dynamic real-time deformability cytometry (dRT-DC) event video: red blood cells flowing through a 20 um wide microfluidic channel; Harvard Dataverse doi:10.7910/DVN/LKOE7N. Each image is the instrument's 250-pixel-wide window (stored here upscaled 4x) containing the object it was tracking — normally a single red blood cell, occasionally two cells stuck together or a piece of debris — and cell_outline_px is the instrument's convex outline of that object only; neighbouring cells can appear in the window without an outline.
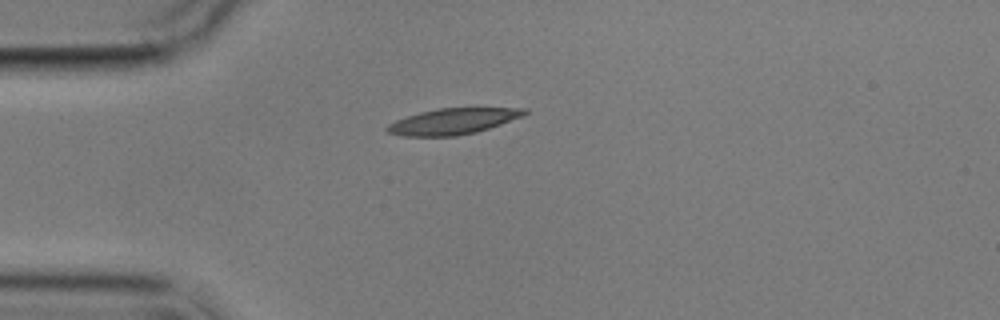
{"species": "common noctule bat (a hibernating species)", "species_latin": "Nyctalus noctula", "temperature_condition": "cold", "stored_images_in_passage": 2, "camera_frame_rate_fps": 3000, "um_per_image_px": 0.085, "animal": {"sex": "male", "body_mass_g": 17.9}, "frame": {"image": 1, "passage_image": 1, "time_ms": 0.0, "image_size_px": [1000, 320], "cell_outline_px": [[528, 112], [524, 116], [476, 132], [456, 136], [404, 136], [388, 132], [384, 128], [388, 124], [396, 120], [420, 112], [436, 108], [528, 108]], "centroid_in_image_um": [38.5, 10.31], "position_along_channel_um": 46.5, "area_um2": 20.69}}
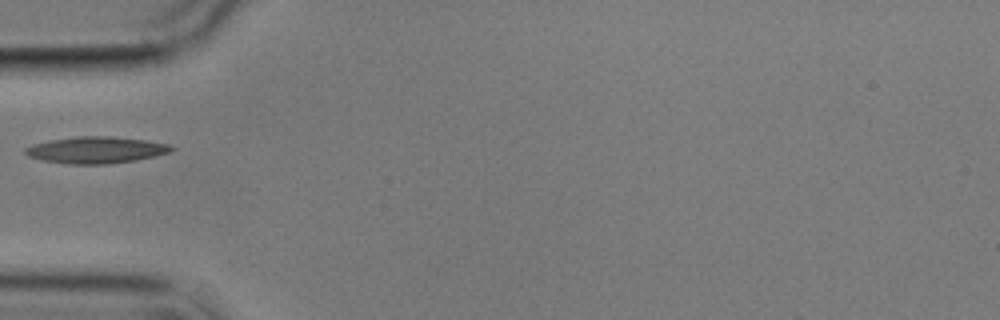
{"frame": {"image": 2, "passage_image": 2, "time_ms": 1.333, "image_size_px": [1000, 320], "cell_outline_px": [[176, 148], [168, 152], [156, 156], [136, 160], [108, 164], [68, 164], [44, 160], [28, 156], [24, 152], [24, 148], [32, 144], [48, 140], [76, 136], [112, 136], [144, 140], [168, 144]], "centroid_in_image_um": [8.14, 12.74], "position_along_channel_um": 76.9, "area_um2": 22.72}}